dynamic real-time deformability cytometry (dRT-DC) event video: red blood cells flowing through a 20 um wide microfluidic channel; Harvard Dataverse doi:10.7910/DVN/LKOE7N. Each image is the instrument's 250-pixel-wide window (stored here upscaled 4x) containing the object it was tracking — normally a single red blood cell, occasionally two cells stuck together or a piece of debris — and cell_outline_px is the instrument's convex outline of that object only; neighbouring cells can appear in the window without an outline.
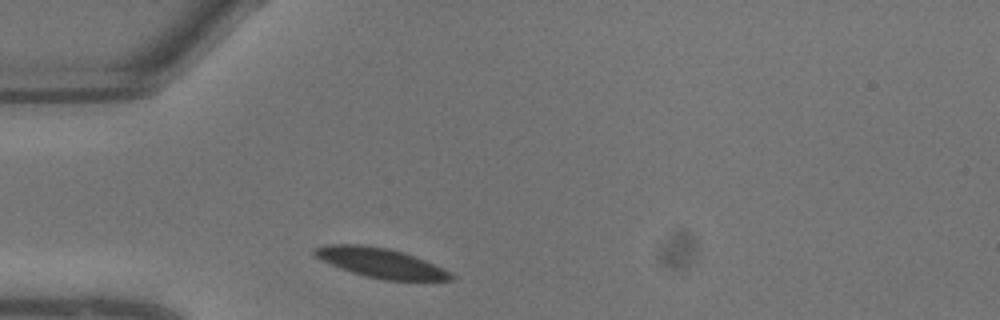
{"species": "common noctule bat (a hibernating species)", "species_latin": "Nyctalus noctula", "temperature_condition": "warm", "stored_images_in_passage": 4, "camera_frame_rate_fps": 3000, "um_per_image_px": 0.085, "animal": {"sex": "male", "body_mass_g": 13.3}, "frame": {"image": 1, "passage_image": 1, "time_ms": 0.0, "image_size_px": [1000, 320], "cell_outline_px": [[456, 276], [452, 280], [384, 280], [364, 276], [340, 268], [316, 256], [312, 252], [316, 248], [328, 244], [360, 244], [388, 248], [424, 260], [452, 272]], "centroid_in_image_um": [32.39, 22.35], "position_along_channel_um": 52.6, "area_um2": 23.18}}
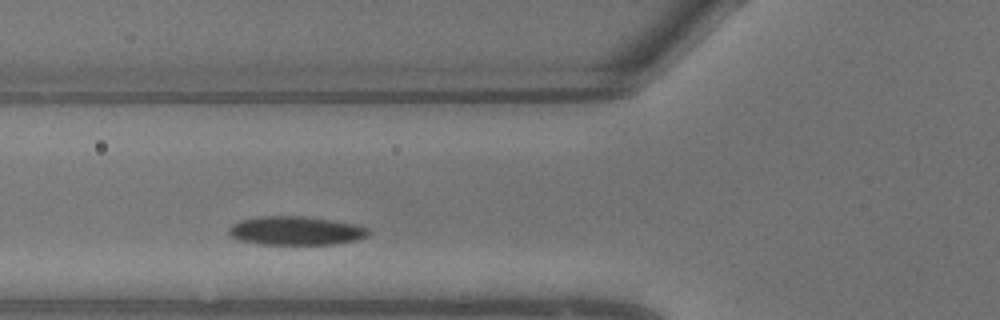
{"frame": {"image": 2, "passage_image": 3, "time_ms": 0.667, "image_size_px": [1000, 320], "cell_outline_px": [[368, 232], [364, 236], [356, 240], [332, 244], [260, 244], [240, 240], [232, 236], [228, 232], [228, 228], [232, 224], [240, 220], [260, 216], [300, 216], [356, 224], [368, 228]], "centroid_in_image_um": [25.09, 19.61], "position_along_channel_um": 100.7, "area_um2": 23.0}}